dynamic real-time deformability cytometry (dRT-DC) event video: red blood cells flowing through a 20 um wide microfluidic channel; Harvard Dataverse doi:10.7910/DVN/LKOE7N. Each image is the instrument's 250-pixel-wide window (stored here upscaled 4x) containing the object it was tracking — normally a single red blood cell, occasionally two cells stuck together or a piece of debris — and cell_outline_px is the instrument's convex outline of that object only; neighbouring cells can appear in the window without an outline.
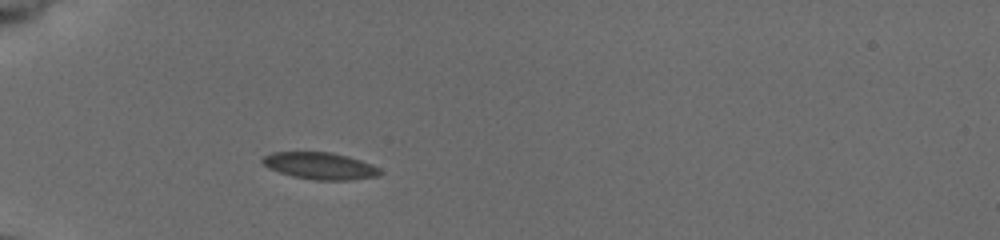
{"species": "common noctule bat (a hibernating species)", "species_latin": "Nyctalus noctula", "temperature_condition": "cold", "stored_images_in_passage": 57, "camera_frame_rate_fps": 3000, "um_per_image_px": 0.085, "animal": {"sex": "female", "body_mass_g": 19.5, "forearm_length_mm": 54.1}, "frame": {"image": 1, "passage_image": 1, "time_ms": 0.0, "image_size_px": [1000, 240], "cell_outline_px": [[384, 172], [380, 176], [348, 180], [312, 180], [292, 176], [268, 168], [260, 160], [264, 156], [272, 152], [332, 152], [348, 156], [372, 164], [380, 168]], "centroid_in_image_um": [27.24, 14.1], "position_along_channel_um": 57.8, "area_um2": 18.61}}
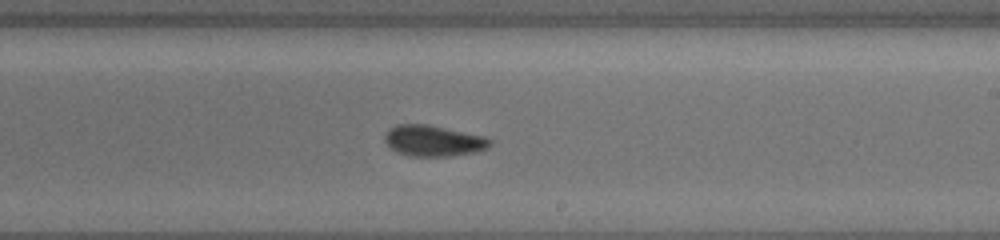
{"frame": {"image": 2, "passage_image": 33, "time_ms": 5.667, "image_size_px": [1000, 240], "cell_outline_px": [[492, 144], [488, 148], [476, 152], [452, 156], [412, 156], [396, 152], [388, 148], [384, 140], [384, 136], [388, 128], [396, 124], [428, 124], [484, 136], [492, 140]], "centroid_in_image_um": [36.81, 11.96], "position_along_channel_um": 252.2, "area_um2": 19.31}}
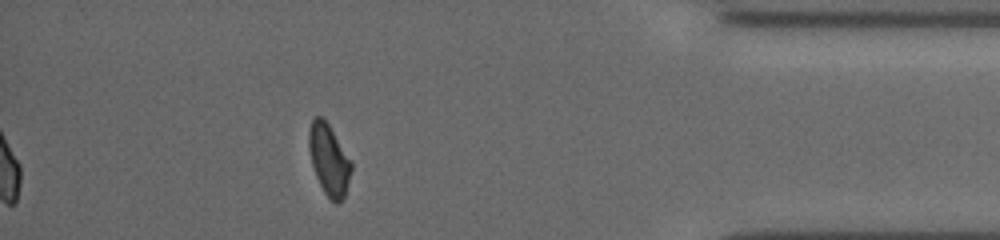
{"frame": {"image": 3, "passage_image": 57, "time_ms": 10.667, "image_size_px": [1000, 240], "cell_outline_px": [[352, 168], [344, 196], [336, 204], [324, 192], [316, 176], [312, 164], [308, 148], [308, 132], [312, 120], [316, 116], [320, 116], [328, 124], [352, 164]], "centroid_in_image_um": [27.93, 13.57], "position_along_channel_um": 407.3, "area_um2": 16.99}, "authors_computed_cell_mechanics": {"area_um2": 18.6116, "velocity_mm_per_s": 3.7344, "shape_relaxation_time_tau1_ms": 8.4423, "shape_relaxation_time_tau2_ms": 2.3093, "deformation_change_tau1": 0.1296, "deformation_change_tau2": 0.0464}}